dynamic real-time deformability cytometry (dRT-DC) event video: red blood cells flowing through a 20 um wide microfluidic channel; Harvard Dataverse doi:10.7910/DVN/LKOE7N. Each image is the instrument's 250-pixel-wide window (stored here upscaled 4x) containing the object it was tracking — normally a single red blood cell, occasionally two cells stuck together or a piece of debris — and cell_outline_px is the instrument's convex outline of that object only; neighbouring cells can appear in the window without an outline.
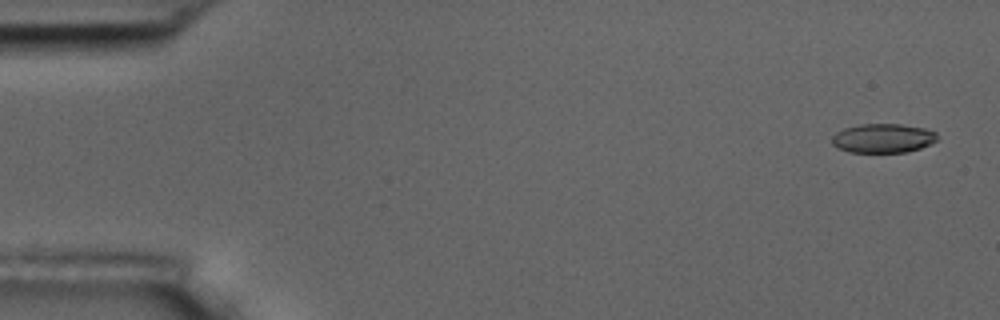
{"species": "common noctule bat (a hibernating species)", "species_latin": "Nyctalus noctula", "temperature_condition": "room temperature", "stored_images_in_passage": 5, "camera_frame_rate_fps": 3000, "um_per_image_px": 0.085, "animal": {"sex": "male", "body_mass_g": 17.5, "forearm_length_mm": 52.3}, "frame": {"image": 1, "passage_image": 1, "time_ms": 0.0, "image_size_px": [1000, 320], "cell_outline_px": [[936, 140], [932, 144], [908, 152], [848, 152], [836, 148], [832, 144], [832, 136], [836, 132], [844, 128], [860, 124], [900, 124], [924, 128], [936, 132]], "centroid_in_image_um": [75.03, 11.75], "position_along_channel_um": 10.0, "area_um2": 17.98}}
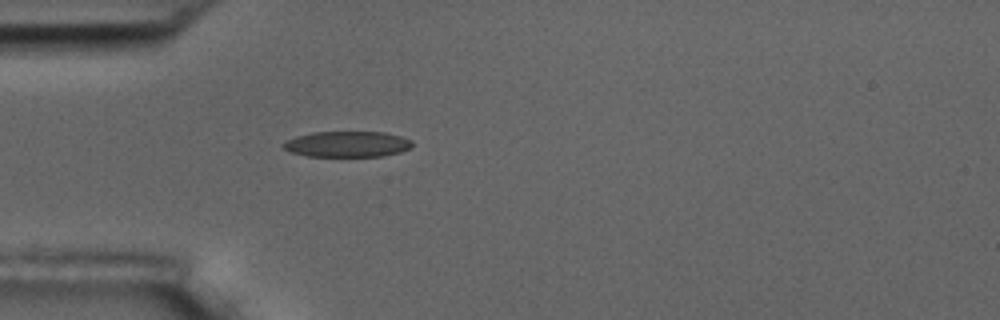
{"frame": {"image": 2, "passage_image": 5, "time_ms": 4.667, "image_size_px": [1000, 320], "cell_outline_px": [[412, 148], [400, 152], [384, 156], [308, 156], [292, 152], [284, 148], [280, 144], [284, 140], [296, 136], [312, 132], [384, 132], [400, 136], [412, 140]], "centroid_in_image_um": [29.51, 12.25], "position_along_channel_um": 55.5, "area_um2": 19.48}}